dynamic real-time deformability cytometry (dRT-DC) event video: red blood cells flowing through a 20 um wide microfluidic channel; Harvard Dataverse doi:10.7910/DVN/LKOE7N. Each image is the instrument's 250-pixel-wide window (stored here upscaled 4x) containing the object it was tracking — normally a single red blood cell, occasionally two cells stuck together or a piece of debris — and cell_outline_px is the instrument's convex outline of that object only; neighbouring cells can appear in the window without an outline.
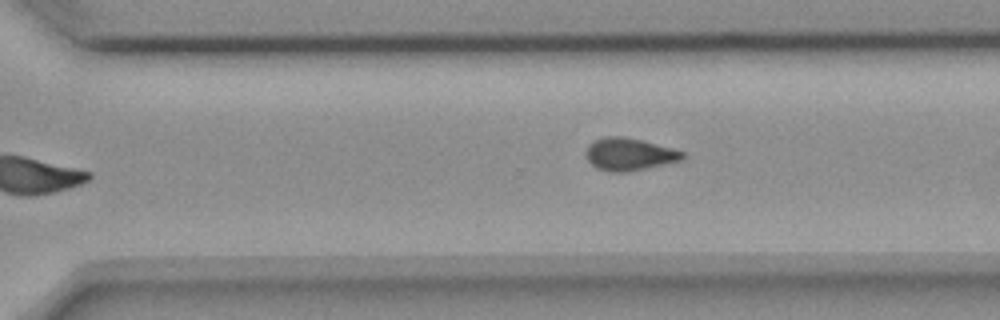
{"species": "common noctule bat (a hibernating species)", "species_latin": "Nyctalus noctula", "temperature_condition": "room temperature", "stored_images_in_passage": 10, "camera_frame_rate_fps": 3000, "um_per_image_px": 0.085, "animal": {"sex": "female", "body_mass_g": 18.4}, "frame": {"image": 1, "passage_image": 10, "time_ms": 10.333, "image_size_px": [1000, 320], "cell_outline_px": [[684, 156], [680, 160], [628, 172], [608, 172], [596, 168], [588, 160], [588, 144], [604, 136], [620, 136], [640, 140], [672, 148], [684, 152]], "centroid_in_image_um": [53.47, 13.12], "position_along_channel_um": 317.1, "area_um2": 17.86}}